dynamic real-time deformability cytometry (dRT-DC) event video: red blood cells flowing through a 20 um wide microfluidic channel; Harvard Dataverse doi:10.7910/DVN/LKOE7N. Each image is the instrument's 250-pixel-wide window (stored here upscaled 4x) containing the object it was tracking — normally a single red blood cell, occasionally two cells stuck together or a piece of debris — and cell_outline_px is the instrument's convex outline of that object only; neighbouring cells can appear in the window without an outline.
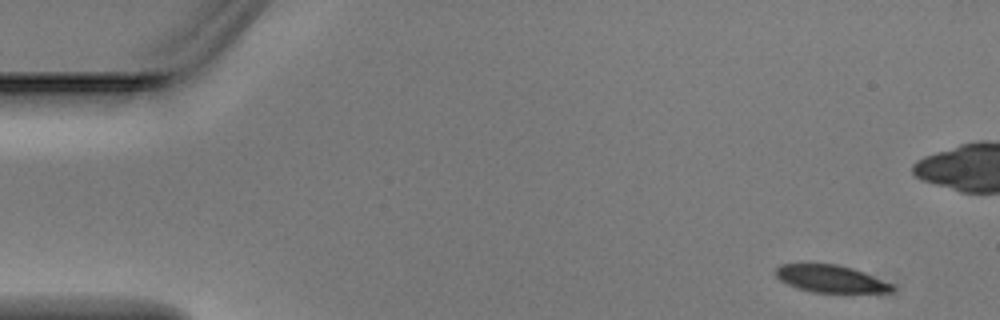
{"species": "Egyptian fruit bat (a non-hibernating species)", "species_latin": "Rousettus aegyptiacus", "temperature_condition": "warm", "stored_images_in_passage": 5, "camera_frame_rate_fps": 3000, "um_per_image_px": 0.085, "animal": {"sex": "male"}, "frame": {"image": 1, "passage_image": 1, "time_ms": 0.0, "image_size_px": [1000, 320], "cell_outline_px": [[896, 288], [892, 292], [812, 292], [796, 288], [780, 280], [776, 276], [776, 268], [780, 264], [836, 264], [852, 268], [864, 272], [892, 284]], "centroid_in_image_um": [70.6, 23.7], "position_along_channel_um": 14.4, "area_um2": 18.38}}